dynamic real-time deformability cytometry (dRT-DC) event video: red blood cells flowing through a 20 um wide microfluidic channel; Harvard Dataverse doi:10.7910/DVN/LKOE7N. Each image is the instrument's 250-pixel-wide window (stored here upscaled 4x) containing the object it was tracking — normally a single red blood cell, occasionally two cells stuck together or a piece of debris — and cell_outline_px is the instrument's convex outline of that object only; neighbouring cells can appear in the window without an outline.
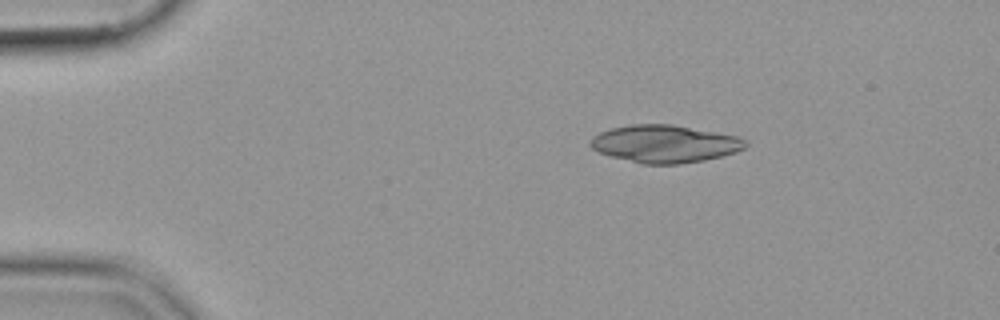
{"species": "common noctule bat (a hibernating species)", "species_latin": "Nyctalus noctula", "temperature_condition": "cold", "stored_images_in_passage": 45, "segment_of_instrument_passage": [1, 2], "camera_frame_rate_fps": 3000, "um_per_image_px": 0.085, "animal": {"sex": "female", "body_mass_g": 19.9}, "frame": {"image": 1, "passage_image": 1, "time_ms": 0.0, "image_size_px": [1000, 320], "cell_outline_px": [[748, 144], [744, 148], [736, 152], [704, 160], [680, 164], [644, 164], [612, 156], [600, 152], [592, 148], [588, 144], [592, 136], [600, 132], [612, 128], [632, 124], [672, 124], [736, 136], [748, 140]], "centroid_in_image_um": [56.5, 12.22], "position_along_channel_um": 28.5, "area_um2": 33.76}}